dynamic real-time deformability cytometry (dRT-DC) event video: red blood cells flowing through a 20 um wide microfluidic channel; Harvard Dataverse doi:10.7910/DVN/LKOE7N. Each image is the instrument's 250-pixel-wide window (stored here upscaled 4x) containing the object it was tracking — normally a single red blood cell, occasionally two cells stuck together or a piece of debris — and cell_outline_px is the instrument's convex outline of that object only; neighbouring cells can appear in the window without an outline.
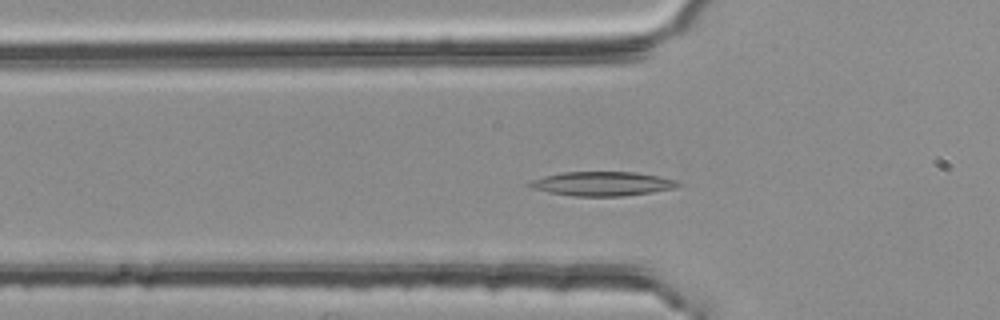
{"species": "common noctule bat (a hibernating species)", "species_latin": "Nyctalus noctula", "temperature_condition": "room temperature", "stored_images_in_passage": 39, "camera_frame_rate_fps": 3000, "um_per_image_px": 0.085, "animal": {"sex": "female", "body_mass_g": 25.1}, "frame": {"image": 1, "passage_image": 4, "time_ms": 1.0, "image_size_px": [1000, 320], "cell_outline_px": [[680, 184], [676, 188], [652, 192], [624, 196], [572, 196], [548, 192], [532, 188], [528, 184], [532, 180], [544, 176], [560, 172], [636, 172], [660, 176], [676, 180]], "centroid_in_image_um": [51.21, 15.61], "position_along_channel_um": 74.6, "area_um2": 20.92}}
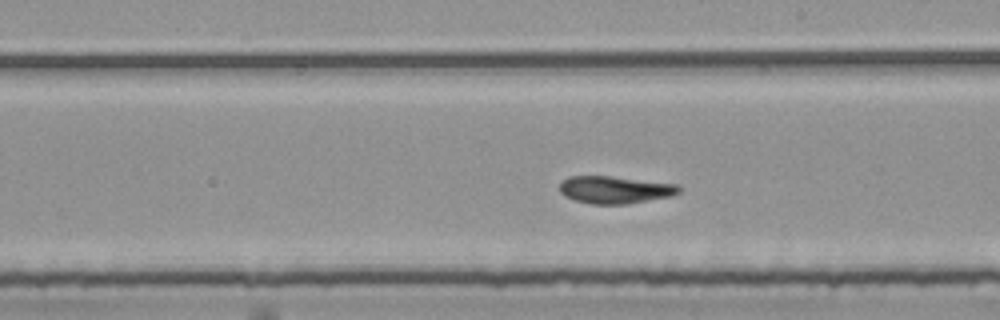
{"frame": {"image": 2, "passage_image": 17, "time_ms": 5.333, "image_size_px": [1000, 320], "cell_outline_px": [[684, 188], [680, 192], [672, 196], [628, 204], [592, 204], [576, 200], [564, 196], [560, 192], [560, 180], [568, 176], [612, 176], [676, 184]], "centroid_in_image_um": [52.28, 16.12], "position_along_channel_um": 236.7, "area_um2": 19.25}}
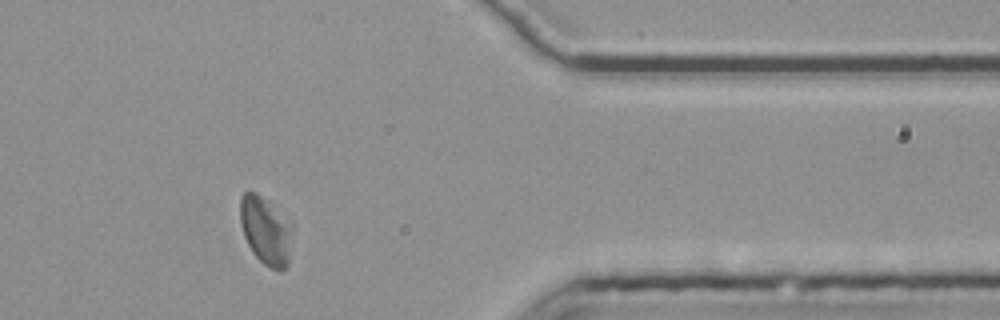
{"frame": {"image": 3, "passage_image": 31, "time_ms": 10.0, "image_size_px": [1000, 320], "cell_outline_px": [[292, 228], [288, 264], [284, 268], [268, 268], [252, 252], [244, 236], [240, 220], [240, 196], [244, 192], [256, 192], [292, 224]], "centroid_in_image_um": [22.56, 19.6], "position_along_channel_um": 388.8, "area_um2": 20.17}, "authors_computed_cell_mechanics": {"area_um2": 19.5942, "velocity_mm_per_s": 3.7336, "shape_relaxation_time_tau1_ms": 9.23, "shape_relaxation_time_tau2_ms": 3.2788, "deformation_change_tau1": 0.1928, "deformation_change_tau2": 0.091}}